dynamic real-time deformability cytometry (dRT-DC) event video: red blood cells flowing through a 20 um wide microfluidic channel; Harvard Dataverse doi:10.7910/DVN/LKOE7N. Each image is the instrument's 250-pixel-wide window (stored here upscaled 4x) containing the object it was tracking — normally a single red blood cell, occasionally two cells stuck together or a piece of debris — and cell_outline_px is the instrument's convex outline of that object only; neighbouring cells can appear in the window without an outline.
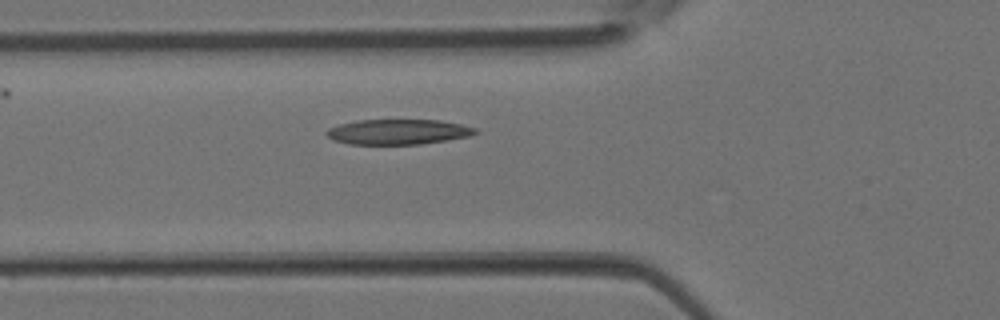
{"species": "Egyptian fruit bat (a non-hibernating species)", "species_latin": "Rousettus aegyptiacus", "temperature_condition": "room temperature", "stored_images_in_passage": 3, "camera_frame_rate_fps": 3000, "um_per_image_px": 0.085, "animal": {"sex": "female"}, "frame": {"image": 1, "passage_image": 3, "time_ms": 0.667, "image_size_px": [1000, 320], "cell_outline_px": [[480, 132], [468, 136], [420, 144], [348, 144], [332, 140], [324, 132], [328, 128], [340, 124], [356, 120], [440, 120], [460, 124], [476, 128]], "centroid_in_image_um": [33.8, 11.2], "position_along_channel_um": 92.0, "area_um2": 21.79}}